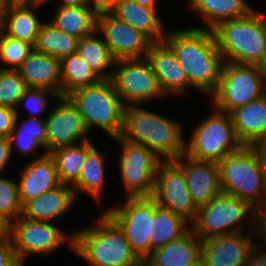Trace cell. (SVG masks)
Returning a JSON list of instances; mask_svg holds the SVG:
<instances>
[{"mask_svg":"<svg viewBox=\"0 0 266 266\" xmlns=\"http://www.w3.org/2000/svg\"><path fill=\"white\" fill-rule=\"evenodd\" d=\"M97 13L88 6H57L50 22L58 29L78 39L96 31Z\"/></svg>","mask_w":266,"mask_h":266,"instance_id":"f546056e","label":"cell"},{"mask_svg":"<svg viewBox=\"0 0 266 266\" xmlns=\"http://www.w3.org/2000/svg\"><path fill=\"white\" fill-rule=\"evenodd\" d=\"M28 87L50 89L61 97L60 60L35 48L17 69Z\"/></svg>","mask_w":266,"mask_h":266,"instance_id":"7402d4cb","label":"cell"},{"mask_svg":"<svg viewBox=\"0 0 266 266\" xmlns=\"http://www.w3.org/2000/svg\"><path fill=\"white\" fill-rule=\"evenodd\" d=\"M18 183L22 206L41 194L59 186L56 165L50 153H43L21 169Z\"/></svg>","mask_w":266,"mask_h":266,"instance_id":"ffe728a7","label":"cell"},{"mask_svg":"<svg viewBox=\"0 0 266 266\" xmlns=\"http://www.w3.org/2000/svg\"><path fill=\"white\" fill-rule=\"evenodd\" d=\"M259 20L261 22L264 34L266 36V13L259 10Z\"/></svg>","mask_w":266,"mask_h":266,"instance_id":"f907efd6","label":"cell"},{"mask_svg":"<svg viewBox=\"0 0 266 266\" xmlns=\"http://www.w3.org/2000/svg\"><path fill=\"white\" fill-rule=\"evenodd\" d=\"M266 94L256 65L224 62L217 90L210 96L214 109L231 113Z\"/></svg>","mask_w":266,"mask_h":266,"instance_id":"9c48e42d","label":"cell"},{"mask_svg":"<svg viewBox=\"0 0 266 266\" xmlns=\"http://www.w3.org/2000/svg\"><path fill=\"white\" fill-rule=\"evenodd\" d=\"M146 58L150 62L160 88L166 97L186 94V88L192 87L173 49L164 40L152 42Z\"/></svg>","mask_w":266,"mask_h":266,"instance_id":"ac0fdd59","label":"cell"},{"mask_svg":"<svg viewBox=\"0 0 266 266\" xmlns=\"http://www.w3.org/2000/svg\"><path fill=\"white\" fill-rule=\"evenodd\" d=\"M96 32L115 60L145 58L152 41L110 11L97 14Z\"/></svg>","mask_w":266,"mask_h":266,"instance_id":"9a60e30c","label":"cell"},{"mask_svg":"<svg viewBox=\"0 0 266 266\" xmlns=\"http://www.w3.org/2000/svg\"><path fill=\"white\" fill-rule=\"evenodd\" d=\"M48 96L55 98V100L60 97L55 91L50 89L28 87L20 98L17 107L25 105L31 114L29 117L39 118L37 114L41 115L40 113L47 108Z\"/></svg>","mask_w":266,"mask_h":266,"instance_id":"f35d334b","label":"cell"},{"mask_svg":"<svg viewBox=\"0 0 266 266\" xmlns=\"http://www.w3.org/2000/svg\"><path fill=\"white\" fill-rule=\"evenodd\" d=\"M3 139H4V137L0 134V141L3 140Z\"/></svg>","mask_w":266,"mask_h":266,"instance_id":"db71d44e","label":"cell"},{"mask_svg":"<svg viewBox=\"0 0 266 266\" xmlns=\"http://www.w3.org/2000/svg\"><path fill=\"white\" fill-rule=\"evenodd\" d=\"M120 206H111L104 212L119 226L132 250L141 259L150 255L153 232L154 198L126 197Z\"/></svg>","mask_w":266,"mask_h":266,"instance_id":"30bf717a","label":"cell"},{"mask_svg":"<svg viewBox=\"0 0 266 266\" xmlns=\"http://www.w3.org/2000/svg\"><path fill=\"white\" fill-rule=\"evenodd\" d=\"M174 161L183 169L188 190L198 208L222 192L218 163L197 160L185 154Z\"/></svg>","mask_w":266,"mask_h":266,"instance_id":"d6986e66","label":"cell"},{"mask_svg":"<svg viewBox=\"0 0 266 266\" xmlns=\"http://www.w3.org/2000/svg\"><path fill=\"white\" fill-rule=\"evenodd\" d=\"M158 11L159 9L144 7L134 0H116L110 12L142 32L152 42H160L167 31Z\"/></svg>","mask_w":266,"mask_h":266,"instance_id":"603a6c76","label":"cell"},{"mask_svg":"<svg viewBox=\"0 0 266 266\" xmlns=\"http://www.w3.org/2000/svg\"><path fill=\"white\" fill-rule=\"evenodd\" d=\"M201 258V240L189 229L180 238L153 250L145 261L150 266H195Z\"/></svg>","mask_w":266,"mask_h":266,"instance_id":"cb8c5ba5","label":"cell"},{"mask_svg":"<svg viewBox=\"0 0 266 266\" xmlns=\"http://www.w3.org/2000/svg\"><path fill=\"white\" fill-rule=\"evenodd\" d=\"M246 218L252 223V230H259V211L248 202L221 192L207 205L198 208L190 229L203 240L243 232L245 224L241 221Z\"/></svg>","mask_w":266,"mask_h":266,"instance_id":"52a82bcc","label":"cell"},{"mask_svg":"<svg viewBox=\"0 0 266 266\" xmlns=\"http://www.w3.org/2000/svg\"><path fill=\"white\" fill-rule=\"evenodd\" d=\"M212 32L224 62L256 65L266 52V36L255 8L245 17L220 22Z\"/></svg>","mask_w":266,"mask_h":266,"instance_id":"5b68a950","label":"cell"},{"mask_svg":"<svg viewBox=\"0 0 266 266\" xmlns=\"http://www.w3.org/2000/svg\"><path fill=\"white\" fill-rule=\"evenodd\" d=\"M58 103L45 118L46 153L89 140L83 117L67 97H59Z\"/></svg>","mask_w":266,"mask_h":266,"instance_id":"2e32d148","label":"cell"},{"mask_svg":"<svg viewBox=\"0 0 266 266\" xmlns=\"http://www.w3.org/2000/svg\"><path fill=\"white\" fill-rule=\"evenodd\" d=\"M16 112V119L14 128L10 133L8 140L12 149H16L21 155L31 153L32 156L36 155L37 148H45L46 152V122L45 118L28 117L23 122L19 123V113ZM19 124V125H18ZM16 148H13L14 146Z\"/></svg>","mask_w":266,"mask_h":266,"instance_id":"83f0119b","label":"cell"},{"mask_svg":"<svg viewBox=\"0 0 266 266\" xmlns=\"http://www.w3.org/2000/svg\"><path fill=\"white\" fill-rule=\"evenodd\" d=\"M163 40L173 49L192 88L210 98L218 88L224 64L212 30L176 29L167 31Z\"/></svg>","mask_w":266,"mask_h":266,"instance_id":"6da1fadb","label":"cell"},{"mask_svg":"<svg viewBox=\"0 0 266 266\" xmlns=\"http://www.w3.org/2000/svg\"><path fill=\"white\" fill-rule=\"evenodd\" d=\"M237 139L243 146L266 140V94L230 113Z\"/></svg>","mask_w":266,"mask_h":266,"instance_id":"d4e9b609","label":"cell"},{"mask_svg":"<svg viewBox=\"0 0 266 266\" xmlns=\"http://www.w3.org/2000/svg\"><path fill=\"white\" fill-rule=\"evenodd\" d=\"M0 213L11 222L22 216L18 183L0 176Z\"/></svg>","mask_w":266,"mask_h":266,"instance_id":"74e56055","label":"cell"},{"mask_svg":"<svg viewBox=\"0 0 266 266\" xmlns=\"http://www.w3.org/2000/svg\"><path fill=\"white\" fill-rule=\"evenodd\" d=\"M218 167L223 193L248 202L259 212L266 206V182L250 146L228 154Z\"/></svg>","mask_w":266,"mask_h":266,"instance_id":"8992f818","label":"cell"},{"mask_svg":"<svg viewBox=\"0 0 266 266\" xmlns=\"http://www.w3.org/2000/svg\"><path fill=\"white\" fill-rule=\"evenodd\" d=\"M138 2L140 5L150 8V9H158L157 0H134Z\"/></svg>","mask_w":266,"mask_h":266,"instance_id":"681fc988","label":"cell"},{"mask_svg":"<svg viewBox=\"0 0 266 266\" xmlns=\"http://www.w3.org/2000/svg\"><path fill=\"white\" fill-rule=\"evenodd\" d=\"M50 1L51 0H47V3ZM59 3L57 6L60 7L88 6V0H60Z\"/></svg>","mask_w":266,"mask_h":266,"instance_id":"7dc6e473","label":"cell"},{"mask_svg":"<svg viewBox=\"0 0 266 266\" xmlns=\"http://www.w3.org/2000/svg\"><path fill=\"white\" fill-rule=\"evenodd\" d=\"M114 68L111 81L125 106L165 97L146 57L116 60Z\"/></svg>","mask_w":266,"mask_h":266,"instance_id":"7c38bea8","label":"cell"},{"mask_svg":"<svg viewBox=\"0 0 266 266\" xmlns=\"http://www.w3.org/2000/svg\"><path fill=\"white\" fill-rule=\"evenodd\" d=\"M251 232V233H250ZM259 240V230L248 234L236 232L201 240L203 266H244L252 248L256 245L251 236Z\"/></svg>","mask_w":266,"mask_h":266,"instance_id":"e0dca14e","label":"cell"},{"mask_svg":"<svg viewBox=\"0 0 266 266\" xmlns=\"http://www.w3.org/2000/svg\"><path fill=\"white\" fill-rule=\"evenodd\" d=\"M52 223L32 221L22 216L12 222L11 240L23 266L27 256H46L65 243L73 251V234H66Z\"/></svg>","mask_w":266,"mask_h":266,"instance_id":"4fadbf2b","label":"cell"},{"mask_svg":"<svg viewBox=\"0 0 266 266\" xmlns=\"http://www.w3.org/2000/svg\"><path fill=\"white\" fill-rule=\"evenodd\" d=\"M82 115L89 133L99 127L111 138L121 135L125 104L111 79L77 89L66 96Z\"/></svg>","mask_w":266,"mask_h":266,"instance_id":"277c9868","label":"cell"},{"mask_svg":"<svg viewBox=\"0 0 266 266\" xmlns=\"http://www.w3.org/2000/svg\"><path fill=\"white\" fill-rule=\"evenodd\" d=\"M190 224L171 210L159 206L154 199L153 232L150 238V253L167 245L189 229Z\"/></svg>","mask_w":266,"mask_h":266,"instance_id":"1f68e13d","label":"cell"},{"mask_svg":"<svg viewBox=\"0 0 266 266\" xmlns=\"http://www.w3.org/2000/svg\"><path fill=\"white\" fill-rule=\"evenodd\" d=\"M79 39L56 28L50 21L40 26L34 48L59 60L75 54Z\"/></svg>","mask_w":266,"mask_h":266,"instance_id":"e575fe53","label":"cell"},{"mask_svg":"<svg viewBox=\"0 0 266 266\" xmlns=\"http://www.w3.org/2000/svg\"><path fill=\"white\" fill-rule=\"evenodd\" d=\"M27 88L18 70L0 68V106L17 110L18 102Z\"/></svg>","mask_w":266,"mask_h":266,"instance_id":"d590c367","label":"cell"},{"mask_svg":"<svg viewBox=\"0 0 266 266\" xmlns=\"http://www.w3.org/2000/svg\"><path fill=\"white\" fill-rule=\"evenodd\" d=\"M105 156L95 146L86 154L78 181L72 186L76 198L89 194L98 203L102 200L105 188Z\"/></svg>","mask_w":266,"mask_h":266,"instance_id":"f1b7e54d","label":"cell"},{"mask_svg":"<svg viewBox=\"0 0 266 266\" xmlns=\"http://www.w3.org/2000/svg\"><path fill=\"white\" fill-rule=\"evenodd\" d=\"M61 97L71 92L99 83V75L77 54L69 55L60 60Z\"/></svg>","mask_w":266,"mask_h":266,"instance_id":"836d02e7","label":"cell"},{"mask_svg":"<svg viewBox=\"0 0 266 266\" xmlns=\"http://www.w3.org/2000/svg\"><path fill=\"white\" fill-rule=\"evenodd\" d=\"M152 197L156 203L191 224L198 212L188 190L183 169L174 161H162L158 167Z\"/></svg>","mask_w":266,"mask_h":266,"instance_id":"5bb4252c","label":"cell"},{"mask_svg":"<svg viewBox=\"0 0 266 266\" xmlns=\"http://www.w3.org/2000/svg\"><path fill=\"white\" fill-rule=\"evenodd\" d=\"M78 199L71 186L60 184L22 206V217L32 221L53 222L64 216Z\"/></svg>","mask_w":266,"mask_h":266,"instance_id":"44dd1931","label":"cell"},{"mask_svg":"<svg viewBox=\"0 0 266 266\" xmlns=\"http://www.w3.org/2000/svg\"><path fill=\"white\" fill-rule=\"evenodd\" d=\"M250 147L254 150L260 165L261 173L266 182V140L257 141Z\"/></svg>","mask_w":266,"mask_h":266,"instance_id":"b9f144b4","label":"cell"},{"mask_svg":"<svg viewBox=\"0 0 266 266\" xmlns=\"http://www.w3.org/2000/svg\"><path fill=\"white\" fill-rule=\"evenodd\" d=\"M12 222L0 213V242L11 240Z\"/></svg>","mask_w":266,"mask_h":266,"instance_id":"f6af8a7d","label":"cell"},{"mask_svg":"<svg viewBox=\"0 0 266 266\" xmlns=\"http://www.w3.org/2000/svg\"><path fill=\"white\" fill-rule=\"evenodd\" d=\"M195 266H203L202 262L200 261L197 265Z\"/></svg>","mask_w":266,"mask_h":266,"instance_id":"f5cc1de1","label":"cell"},{"mask_svg":"<svg viewBox=\"0 0 266 266\" xmlns=\"http://www.w3.org/2000/svg\"><path fill=\"white\" fill-rule=\"evenodd\" d=\"M113 140L121 148L118 165L127 197L152 196L158 167L163 160L140 144L120 137Z\"/></svg>","mask_w":266,"mask_h":266,"instance_id":"8fae6325","label":"cell"},{"mask_svg":"<svg viewBox=\"0 0 266 266\" xmlns=\"http://www.w3.org/2000/svg\"><path fill=\"white\" fill-rule=\"evenodd\" d=\"M258 71L266 85V52L263 54L260 61L256 64Z\"/></svg>","mask_w":266,"mask_h":266,"instance_id":"c3c4849f","label":"cell"},{"mask_svg":"<svg viewBox=\"0 0 266 266\" xmlns=\"http://www.w3.org/2000/svg\"><path fill=\"white\" fill-rule=\"evenodd\" d=\"M183 130L182 125L175 120L143 109L141 105H130L125 107L123 129L119 137L140 144L163 161H168L185 154Z\"/></svg>","mask_w":266,"mask_h":266,"instance_id":"7a4b0ae2","label":"cell"},{"mask_svg":"<svg viewBox=\"0 0 266 266\" xmlns=\"http://www.w3.org/2000/svg\"><path fill=\"white\" fill-rule=\"evenodd\" d=\"M116 3V0H88V7L94 10L97 14L111 11V8Z\"/></svg>","mask_w":266,"mask_h":266,"instance_id":"ee69618b","label":"cell"},{"mask_svg":"<svg viewBox=\"0 0 266 266\" xmlns=\"http://www.w3.org/2000/svg\"><path fill=\"white\" fill-rule=\"evenodd\" d=\"M134 266H150L145 260H141L139 263H137Z\"/></svg>","mask_w":266,"mask_h":266,"instance_id":"816d5d0a","label":"cell"},{"mask_svg":"<svg viewBox=\"0 0 266 266\" xmlns=\"http://www.w3.org/2000/svg\"><path fill=\"white\" fill-rule=\"evenodd\" d=\"M95 226L73 234V253L90 266H134L141 259L119 226L103 211Z\"/></svg>","mask_w":266,"mask_h":266,"instance_id":"3957f363","label":"cell"},{"mask_svg":"<svg viewBox=\"0 0 266 266\" xmlns=\"http://www.w3.org/2000/svg\"><path fill=\"white\" fill-rule=\"evenodd\" d=\"M12 156V149L9 140L8 138H4L0 141V173L5 170Z\"/></svg>","mask_w":266,"mask_h":266,"instance_id":"7bdbcfd3","label":"cell"},{"mask_svg":"<svg viewBox=\"0 0 266 266\" xmlns=\"http://www.w3.org/2000/svg\"><path fill=\"white\" fill-rule=\"evenodd\" d=\"M213 110L215 111L191 132L189 141L185 142V155L197 160L219 163L243 145L236 137L231 115Z\"/></svg>","mask_w":266,"mask_h":266,"instance_id":"ba28073f","label":"cell"},{"mask_svg":"<svg viewBox=\"0 0 266 266\" xmlns=\"http://www.w3.org/2000/svg\"><path fill=\"white\" fill-rule=\"evenodd\" d=\"M94 147L90 140L57 148L50 152L56 165L59 182L73 186L79 179L86 154Z\"/></svg>","mask_w":266,"mask_h":266,"instance_id":"4dcf8cb0","label":"cell"},{"mask_svg":"<svg viewBox=\"0 0 266 266\" xmlns=\"http://www.w3.org/2000/svg\"><path fill=\"white\" fill-rule=\"evenodd\" d=\"M34 49L28 42L5 35L0 30V61L5 65L1 69L17 70Z\"/></svg>","mask_w":266,"mask_h":266,"instance_id":"8d00e7d4","label":"cell"},{"mask_svg":"<svg viewBox=\"0 0 266 266\" xmlns=\"http://www.w3.org/2000/svg\"><path fill=\"white\" fill-rule=\"evenodd\" d=\"M41 6L0 5V30L7 36L35 46L40 26L43 23L35 11Z\"/></svg>","mask_w":266,"mask_h":266,"instance_id":"484cf974","label":"cell"},{"mask_svg":"<svg viewBox=\"0 0 266 266\" xmlns=\"http://www.w3.org/2000/svg\"><path fill=\"white\" fill-rule=\"evenodd\" d=\"M76 53L101 79H111L113 71H108V69L111 66H115L116 60L104 40L100 35L98 36L96 31L91 35L79 39Z\"/></svg>","mask_w":266,"mask_h":266,"instance_id":"d6a6232c","label":"cell"},{"mask_svg":"<svg viewBox=\"0 0 266 266\" xmlns=\"http://www.w3.org/2000/svg\"><path fill=\"white\" fill-rule=\"evenodd\" d=\"M16 112L13 109L0 106V134L8 138L14 128Z\"/></svg>","mask_w":266,"mask_h":266,"instance_id":"60d3db41","label":"cell"},{"mask_svg":"<svg viewBox=\"0 0 266 266\" xmlns=\"http://www.w3.org/2000/svg\"><path fill=\"white\" fill-rule=\"evenodd\" d=\"M188 5L202 15L206 26L200 29L206 30H212L222 21L245 17L254 10L246 0H188Z\"/></svg>","mask_w":266,"mask_h":266,"instance_id":"4316f807","label":"cell"},{"mask_svg":"<svg viewBox=\"0 0 266 266\" xmlns=\"http://www.w3.org/2000/svg\"><path fill=\"white\" fill-rule=\"evenodd\" d=\"M0 266H23L16 255L12 240L0 242Z\"/></svg>","mask_w":266,"mask_h":266,"instance_id":"ab89813d","label":"cell"},{"mask_svg":"<svg viewBox=\"0 0 266 266\" xmlns=\"http://www.w3.org/2000/svg\"><path fill=\"white\" fill-rule=\"evenodd\" d=\"M46 0H0V5L9 6H34V5H45Z\"/></svg>","mask_w":266,"mask_h":266,"instance_id":"bcb514c9","label":"cell"}]
</instances>
